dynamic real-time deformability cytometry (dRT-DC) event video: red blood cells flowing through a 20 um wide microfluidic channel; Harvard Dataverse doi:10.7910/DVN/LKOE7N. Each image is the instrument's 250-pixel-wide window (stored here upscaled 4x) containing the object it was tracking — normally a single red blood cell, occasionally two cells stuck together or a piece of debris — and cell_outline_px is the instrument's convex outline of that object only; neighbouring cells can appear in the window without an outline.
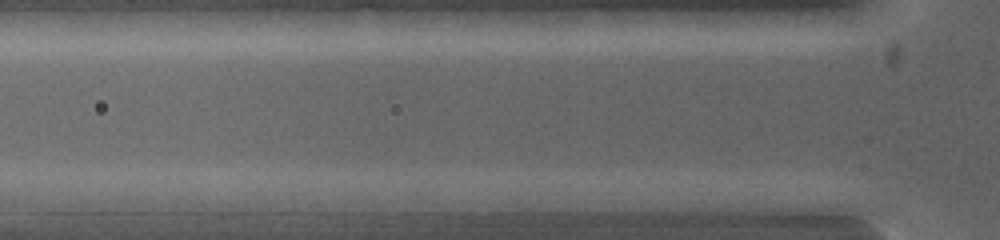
{"species": "common noctule bat (a hibernating species)", "species_latin": "Nyctalus noctula", "temperature_condition": "warm", "stored_images_in_passage": 3, "segment_of_instrument_passage": [2, 2], "camera_frame_rate_fps": 5000, "um_per_image_px": 0.085, "animal": {"sex": "female", "body_mass_g": 19.0, "forearm_length_mm": 53.3}, "frame": {"image": 1, "passage_image": 3, "time_ms": 0.8, "image_size_px": [1000, 240], "cell_outline_px": [[740, 200], [728, 208], [652, 208], [608, 200], [632, 192], [676, 192]], "centroid_in_image_um": [57.3, 17.04], "position_along_channel_um": 68.5, "area_um2": 11.1}}